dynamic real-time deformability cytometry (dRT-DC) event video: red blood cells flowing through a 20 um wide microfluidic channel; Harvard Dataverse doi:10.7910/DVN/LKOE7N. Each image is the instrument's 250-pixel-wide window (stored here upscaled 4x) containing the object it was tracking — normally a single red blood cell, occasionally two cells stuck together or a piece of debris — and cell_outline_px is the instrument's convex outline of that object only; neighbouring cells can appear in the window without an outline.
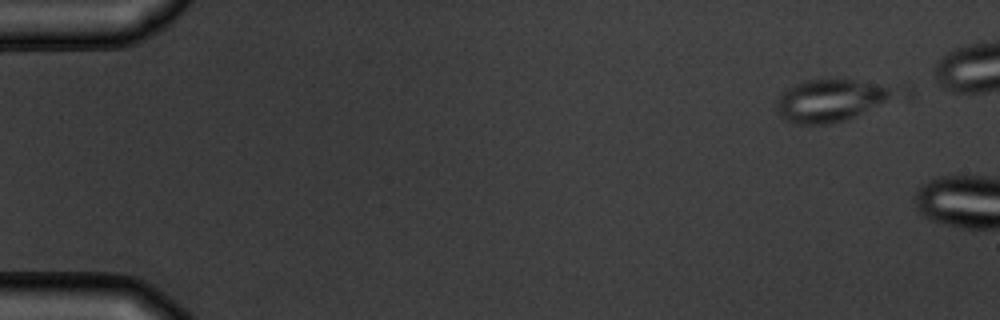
{"species": "common noctule bat (a hibernating species)", "species_latin": "Nyctalus noctula", "temperature_condition": "warm", "stored_images_in_passage": 3, "camera_frame_rate_fps": 3000, "um_per_image_px": 0.085, "animal": {"sex": "male", "body_mass_g": 19.5, "forearm_length_mm": 54.6}, "frame": {"image": 1, "passage_image": 1, "time_ms": 0.0, "image_size_px": [1000, 320], "cell_outline_px": [[916, 96], [912, 100], [844, 120], [828, 124], [796, 124], [788, 120], [776, 108], [776, 100], [788, 88], [804, 80], [856, 80], [912, 84], [916, 92]], "centroid_in_image_um": [71.36, 8.47], "position_along_channel_um": 13.6, "area_um2": 32.95}}